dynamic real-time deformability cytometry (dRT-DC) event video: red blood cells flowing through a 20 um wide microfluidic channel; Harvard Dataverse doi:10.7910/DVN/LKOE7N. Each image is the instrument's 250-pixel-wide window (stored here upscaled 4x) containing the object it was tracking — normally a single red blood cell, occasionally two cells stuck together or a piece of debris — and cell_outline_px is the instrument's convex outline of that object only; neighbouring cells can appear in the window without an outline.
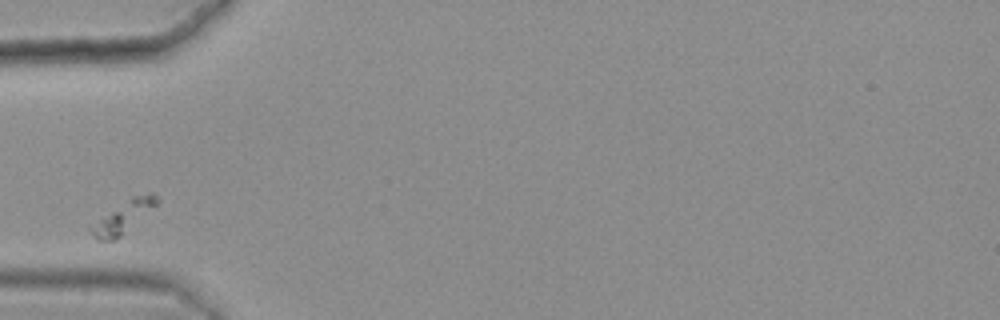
{"species": "common noctule bat (a hibernating species)", "species_latin": "Nyctalus noctula", "temperature_condition": "warm", "stored_images_in_passage": 26, "camera_frame_rate_fps": 3000, "um_per_image_px": 0.085, "animal": {"sex": "female", "body_mass_g": 25.1}, "frame": {"image": 1, "passage_image": 1, "time_ms": 0.0, "image_size_px": [1000, 320], "cell_outline_px": [[160, 200], [156, 204], [116, 240], [96, 240], [88, 228], [132, 196], [148, 192], [152, 192]], "centroid_in_image_um": [10.49, 18.44], "position_along_channel_um": 74.5, "area_um2": 11.5}}
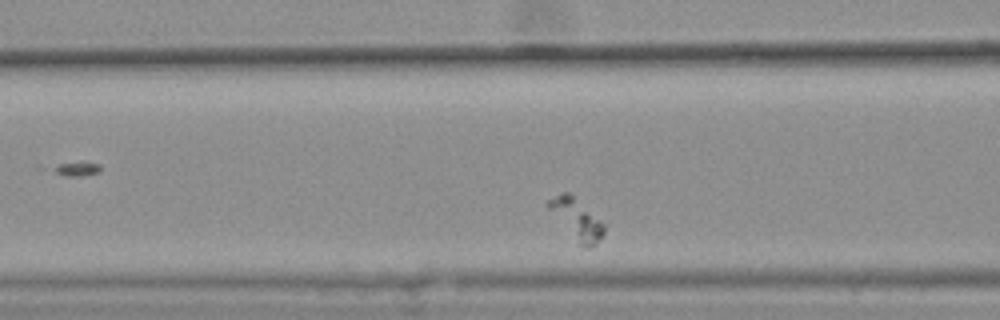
{"frame": {"image": 2, "passage_image": 5, "time_ms": 1.333, "image_size_px": [1000, 320], "cell_outline_px": [[604, 232], [596, 244], [592, 248], [588, 248], [576, 244], [544, 204], [548, 200], [560, 192], [568, 192], [600, 220], [604, 224]], "centroid_in_image_um": [48.96, 18.67], "position_along_channel_um": 117.6, "area_um2": 13.18}}